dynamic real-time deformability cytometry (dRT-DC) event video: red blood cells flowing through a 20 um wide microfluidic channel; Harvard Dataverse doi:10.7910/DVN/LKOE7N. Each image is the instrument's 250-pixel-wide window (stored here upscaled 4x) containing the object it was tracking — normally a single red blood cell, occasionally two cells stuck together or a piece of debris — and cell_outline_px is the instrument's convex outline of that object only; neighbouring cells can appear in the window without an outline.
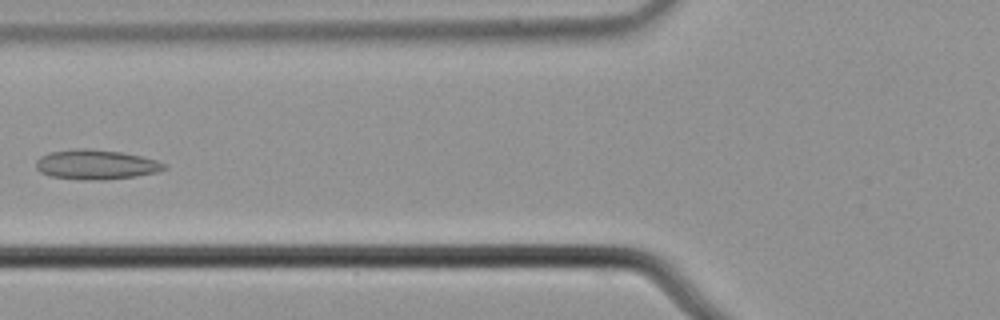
{"species": "common noctule bat (a hibernating species)", "species_latin": "Nyctalus noctula", "temperature_condition": "cold", "stored_images_in_passage": 6, "camera_frame_rate_fps": 3000, "um_per_image_px": 0.085, "animal": {"sex": "male", "body_mass_g": 21.5, "forearm_length_mm": 52.0}, "frame": {"image": 1, "passage_image": 6, "time_ms": 1.667, "image_size_px": [1000, 320], "cell_outline_px": [[168, 168], [160, 172], [136, 176], [104, 180], [84, 180], [52, 176], [40, 172], [36, 168], [36, 160], [40, 156], [48, 152], [76, 148], [88, 148], [120, 152], [140, 156], [156, 160], [168, 164]], "centroid_in_image_um": [8.18, 13.98], "position_along_channel_um": 117.6, "area_um2": 22.43}}